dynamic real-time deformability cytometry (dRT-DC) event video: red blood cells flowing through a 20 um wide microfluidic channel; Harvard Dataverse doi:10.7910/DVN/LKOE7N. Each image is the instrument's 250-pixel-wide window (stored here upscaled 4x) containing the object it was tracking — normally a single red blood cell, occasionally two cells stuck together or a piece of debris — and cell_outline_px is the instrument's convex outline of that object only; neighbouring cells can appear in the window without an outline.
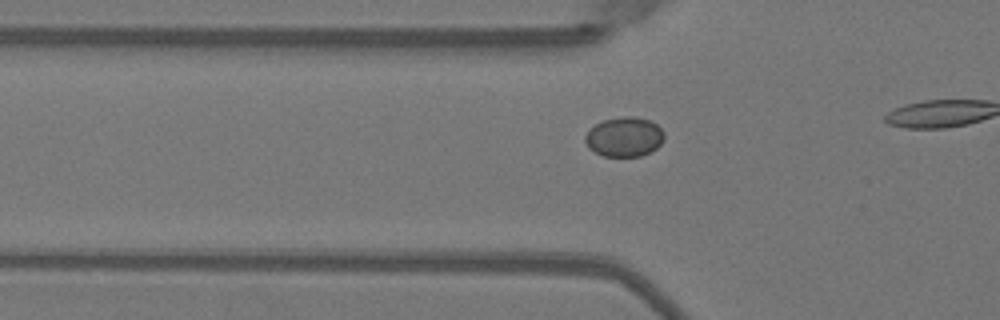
{"species": "Egyptian fruit bat (a non-hibernating species)", "species_latin": "Rousettus aegyptiacus", "temperature_condition": "warm", "stored_images_in_passage": 19, "camera_frame_rate_fps": 3000, "um_per_image_px": 0.085, "animal": {"sex": "female"}, "frame": {"image": 1, "passage_image": 14, "time_ms": 4.333, "image_size_px": [1000, 320], "cell_outline_px": [[664, 140], [652, 152], [640, 156], [604, 156], [588, 148], [584, 140], [584, 136], [596, 124], [604, 120], [624, 116], [632, 116], [652, 120], [664, 132]], "centroid_in_image_um": [53.09, 11.63], "position_along_channel_um": 72.7, "area_um2": 18.26}}